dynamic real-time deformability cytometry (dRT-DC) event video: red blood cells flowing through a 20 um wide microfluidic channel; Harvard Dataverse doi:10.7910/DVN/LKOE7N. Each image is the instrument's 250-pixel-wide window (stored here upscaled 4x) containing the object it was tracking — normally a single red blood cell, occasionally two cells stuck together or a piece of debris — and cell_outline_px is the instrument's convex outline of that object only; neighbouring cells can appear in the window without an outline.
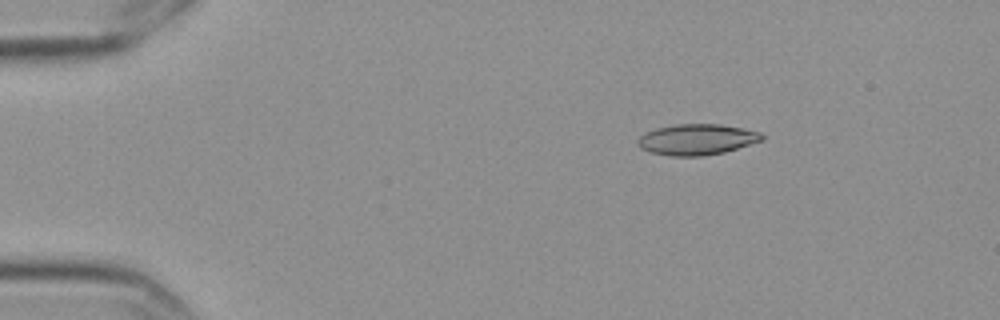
{"species": "Egyptian fruit bat (a non-hibernating species)", "species_latin": "Rousettus aegyptiacus", "temperature_condition": "cold", "stored_images_in_passage": 6, "camera_frame_rate_fps": 3000, "um_per_image_px": 0.085, "frame": {"image": 1, "passage_image": 3, "time_ms": 0.667, "image_size_px": [1000, 320], "cell_outline_px": [[764, 140], [724, 152], [704, 156], [668, 156], [648, 152], [640, 148], [636, 144], [636, 140], [644, 132], [656, 128], [676, 124], [720, 124], [744, 128], [760, 132], [764, 136]], "centroid_in_image_um": [59.2, 11.86], "position_along_channel_um": 25.8, "area_um2": 22.66}}